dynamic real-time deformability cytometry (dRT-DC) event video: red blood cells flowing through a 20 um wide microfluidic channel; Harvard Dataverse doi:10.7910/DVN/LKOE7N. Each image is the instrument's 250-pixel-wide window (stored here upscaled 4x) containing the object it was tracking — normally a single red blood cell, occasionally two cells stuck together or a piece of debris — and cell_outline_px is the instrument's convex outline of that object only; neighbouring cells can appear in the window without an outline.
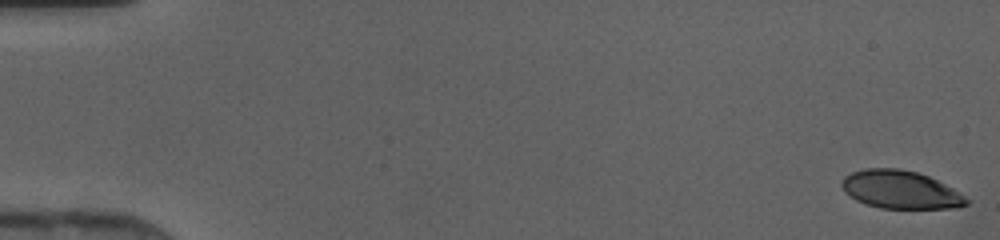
{"species": "human", "species_latin": "Homo sapiens", "temperature_condition": "cold", "stored_images_in_passage": 47, "camera_frame_rate_fps": 3000, "um_per_image_px": 0.085, "donor": {"sex": "female"}, "frame": {"image": 1, "passage_image": 1, "time_ms": 0.0, "image_size_px": [1000, 240], "cell_outline_px": [[968, 204], [956, 208], [880, 208], [856, 200], [844, 192], [840, 184], [844, 176], [852, 172], [864, 168], [900, 168], [916, 172], [928, 176], [960, 192], [968, 200]], "centroid_in_image_um": [76.51, 16.11], "position_along_channel_um": 8.5, "area_um2": 27.57}}
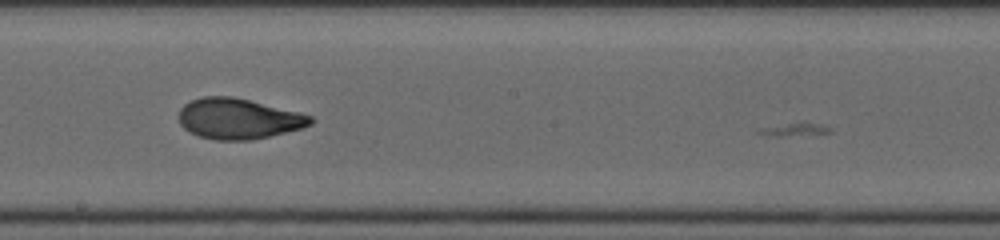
{"frame": {"image": 2, "passage_image": 27, "time_ms": 8.667, "image_size_px": [1000, 240], "cell_outline_px": [[316, 120], [312, 124], [300, 128], [252, 140], [216, 140], [200, 136], [184, 128], [180, 124], [180, 108], [184, 104], [192, 100], [204, 96], [232, 96], [300, 112], [312, 116]], "centroid_in_image_um": [20.28, 10.08], "position_along_channel_um": 227.9, "area_um2": 30.92}}
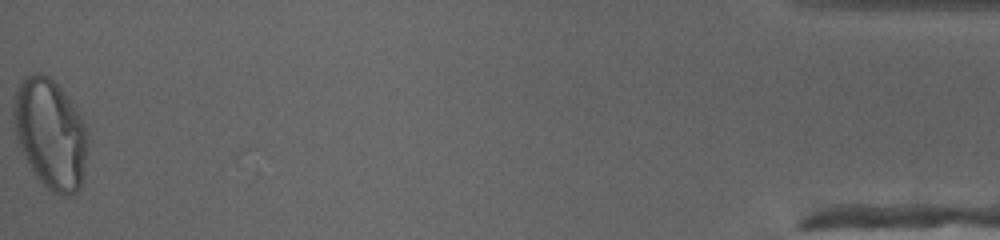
{"frame": {"image": 3, "passage_image": 47, "time_ms": 15.333, "image_size_px": [1000, 240], "cell_outline_px": [[88, 144], [84, 176], [80, 188], [76, 192], [68, 196], [64, 196], [52, 192], [36, 176], [16, 140], [12, 116], [12, 108], [16, 88], [24, 76], [36, 72], [40, 72], [48, 76], [60, 88], [76, 108], [88, 132]], "centroid_in_image_um": [4.28, 11.36], "position_along_channel_um": 430.9, "area_um2": 47.69}}